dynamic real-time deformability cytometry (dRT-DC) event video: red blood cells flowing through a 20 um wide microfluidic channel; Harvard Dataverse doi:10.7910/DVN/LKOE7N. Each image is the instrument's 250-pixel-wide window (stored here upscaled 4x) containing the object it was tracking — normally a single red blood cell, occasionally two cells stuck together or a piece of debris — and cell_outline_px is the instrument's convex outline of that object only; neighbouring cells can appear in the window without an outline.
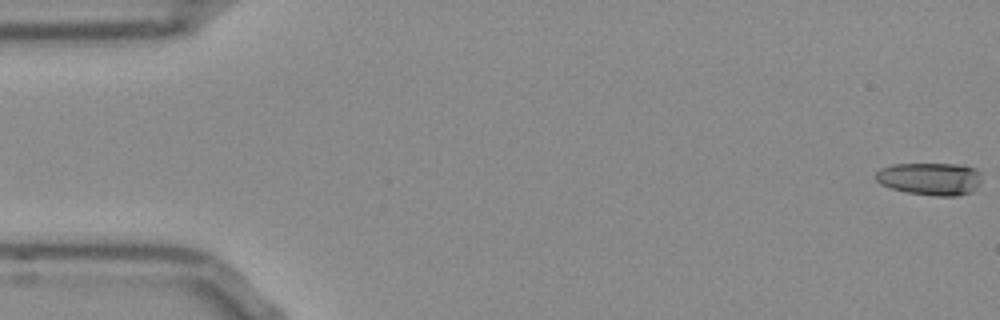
{"species": "Egyptian fruit bat (a non-hibernating species)", "species_latin": "Rousettus aegyptiacus", "temperature_condition": "room temperature", "stored_images_in_passage": 46, "camera_frame_rate_fps": 3000, "um_per_image_px": 0.085, "frame": {"image": 1, "passage_image": 1, "time_ms": 0.0, "image_size_px": [1000, 320], "cell_outline_px": [[980, 184], [972, 192], [956, 196], [936, 196], [908, 192], [892, 188], [880, 184], [876, 180], [876, 172], [880, 168], [892, 164], [964, 164], [976, 168], [980, 172]], "centroid_in_image_um": [79.09, 15.19], "position_along_channel_um": 5.9, "area_um2": 20.29}}
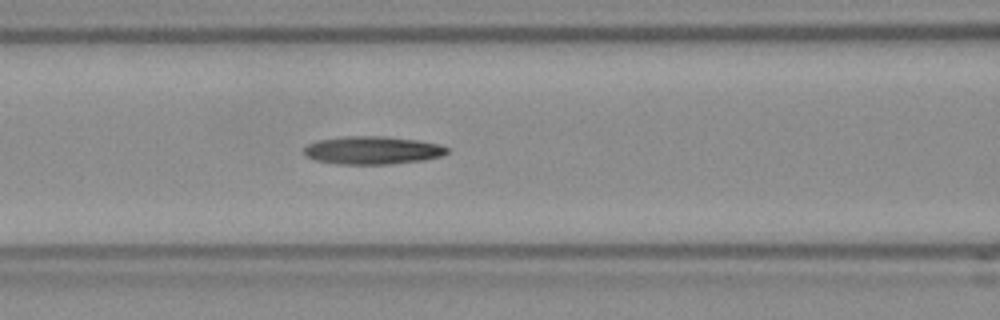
{"frame": {"image": 2, "passage_image": 22, "time_ms": 7.0, "image_size_px": [1000, 320], "cell_outline_px": [[448, 152], [440, 156], [424, 160], [388, 164], [336, 164], [316, 160], [308, 156], [304, 152], [304, 148], [308, 144], [320, 140], [348, 136], [380, 136], [416, 140], [440, 144], [448, 148]], "centroid_in_image_um": [31.67, 12.78], "position_along_channel_um": 134.9, "area_um2": 23.06}}
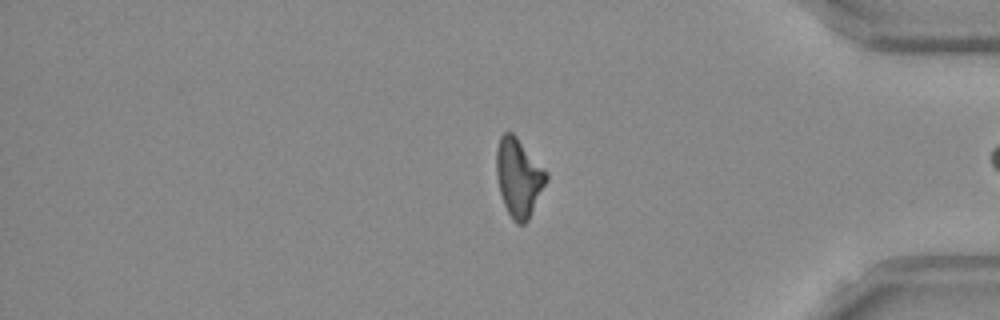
{"frame": {"image": 3, "passage_image": 44, "time_ms": 14.333, "image_size_px": [1000, 320], "cell_outline_px": [[548, 180], [528, 220], [524, 224], [516, 224], [512, 220], [504, 204], [500, 192], [496, 176], [496, 152], [500, 136], [504, 132], [512, 132], [516, 136], [548, 172]], "centroid_in_image_um": [44.09, 15.09], "position_along_channel_um": 391.1, "area_um2": 22.83}}